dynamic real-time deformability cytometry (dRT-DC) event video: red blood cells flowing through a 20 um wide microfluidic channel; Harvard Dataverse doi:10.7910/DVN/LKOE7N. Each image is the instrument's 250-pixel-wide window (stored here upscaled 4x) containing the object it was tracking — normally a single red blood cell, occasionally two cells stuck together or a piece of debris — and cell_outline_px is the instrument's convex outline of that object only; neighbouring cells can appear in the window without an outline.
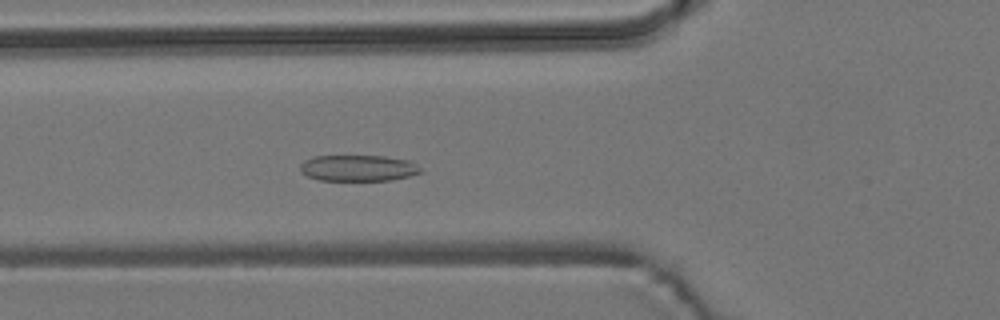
{"species": "common noctule bat (a hibernating species)", "species_latin": "Nyctalus noctula", "temperature_condition": "room temperature", "stored_images_in_passage": 42, "camera_frame_rate_fps": 3000, "um_per_image_px": 0.085, "animal": {"sex": "male", "body_mass_g": 19.2, "forearm_length_mm": 51.8}, "frame": {"image": 1, "passage_image": 7, "time_ms": 2.0, "image_size_px": [1000, 320], "cell_outline_px": [[420, 172], [408, 176], [392, 180], [320, 180], [308, 176], [300, 172], [300, 164], [304, 160], [312, 156], [384, 156], [408, 160], [420, 168]], "centroid_in_image_um": [30.38, 14.28], "position_along_channel_um": 95.4, "area_um2": 18.21}}
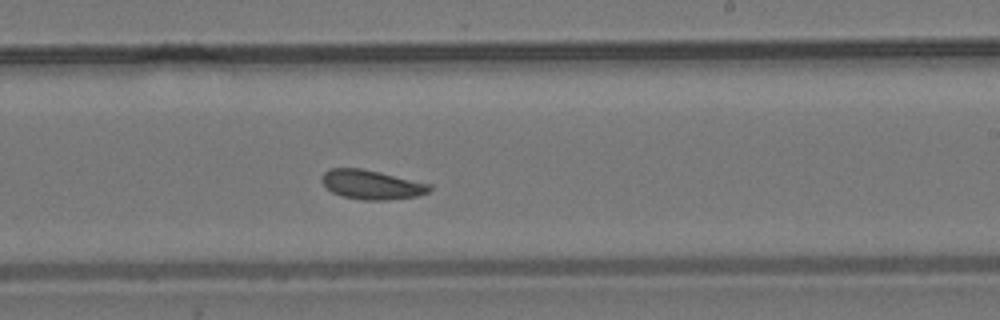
{"frame": {"image": 2, "passage_image": 20, "time_ms": 6.333, "image_size_px": [1000, 320], "cell_outline_px": [[432, 188], [428, 192], [416, 196], [388, 200], [364, 200], [340, 196], [332, 192], [320, 180], [320, 176], [328, 168], [360, 168], [380, 172], [432, 184]], "centroid_in_image_um": [31.56, 15.69], "position_along_channel_um": 257.4, "area_um2": 18.5}}
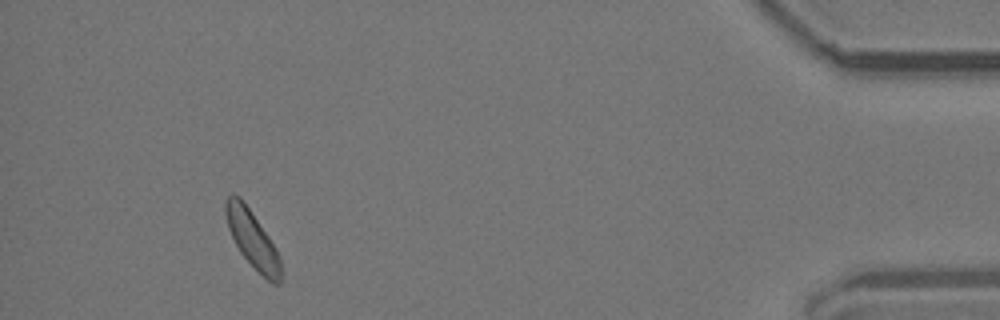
{"frame": {"image": 3, "passage_image": 38, "time_ms": 12.333, "image_size_px": [1000, 320], "cell_outline_px": [[280, 284], [272, 284], [240, 252], [228, 228], [224, 212], [224, 200], [232, 192], [240, 196], [268, 236], [276, 248], [280, 256]], "centroid_in_image_um": [21.42, 20.27], "position_along_channel_um": 413.8, "area_um2": 18.03}, "authors_computed_cell_mechanics": {"area_um2": 18.2359, "velocity_mm_per_s": 3.7463, "shape_relaxation_time_tau1_ms": null, "shape_relaxation_time_tau2_ms": 1.2643, "deformation_change_tau1": null, "deformation_change_tau2": 0.0667}}